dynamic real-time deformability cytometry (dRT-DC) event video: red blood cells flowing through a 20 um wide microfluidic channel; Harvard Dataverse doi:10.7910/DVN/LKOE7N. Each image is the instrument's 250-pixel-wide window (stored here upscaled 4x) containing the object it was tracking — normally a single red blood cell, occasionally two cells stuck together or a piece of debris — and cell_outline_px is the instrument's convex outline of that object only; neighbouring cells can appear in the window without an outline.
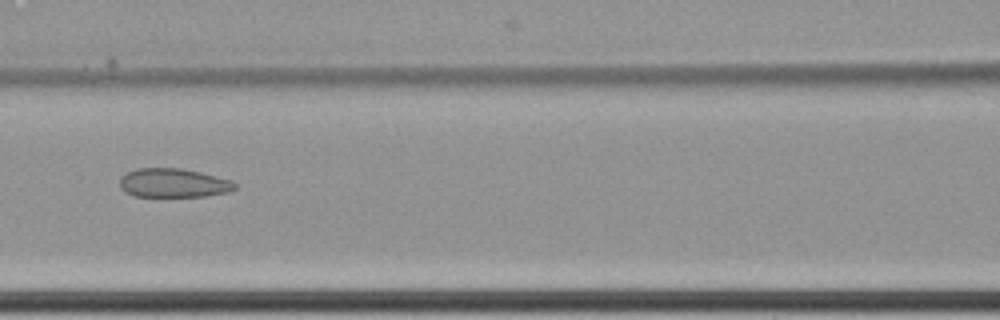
{"species": "common noctule bat (a hibernating species)", "species_latin": "Nyctalus noctula", "temperature_condition": "cold", "stored_images_in_passage": 9, "camera_frame_rate_fps": 3000, "um_per_image_px": 0.085, "animal": {"sex": "female", "body_mass_g": 22.7, "forearm_length_mm": 54.2}, "frame": {"image": 1, "passage_image": 9, "time_ms": 2.667, "image_size_px": [1000, 320], "cell_outline_px": [[236, 188], [228, 192], [204, 196], [132, 196], [124, 192], [120, 188], [120, 176], [136, 168], [180, 168], [200, 172], [232, 180], [236, 184]], "centroid_in_image_um": [14.71, 15.55], "position_along_channel_um": 151.9, "area_um2": 19.48}}